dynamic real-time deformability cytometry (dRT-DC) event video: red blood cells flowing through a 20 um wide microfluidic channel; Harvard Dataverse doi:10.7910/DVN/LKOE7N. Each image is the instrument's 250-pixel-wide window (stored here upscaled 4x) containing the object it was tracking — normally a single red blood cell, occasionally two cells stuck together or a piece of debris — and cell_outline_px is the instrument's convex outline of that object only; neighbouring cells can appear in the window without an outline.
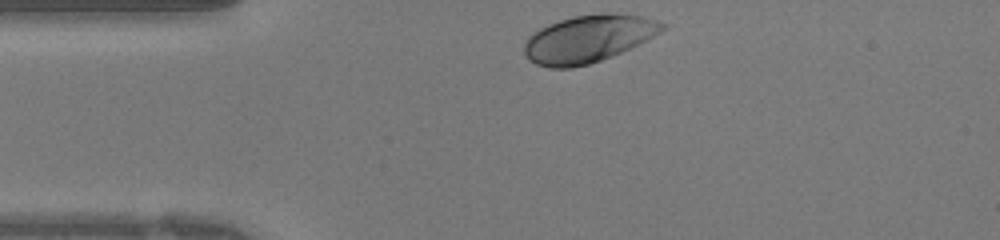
{"species": "human", "species_latin": "Homo sapiens", "temperature_condition": "warm", "stored_images_in_passage": 26, "camera_frame_rate_fps": 3000, "um_per_image_px": 0.085, "donor": {"sex": "female"}, "frame": {"image": 1, "passage_image": 1, "time_ms": 0.0, "image_size_px": [1000, 240], "cell_outline_px": [[668, 28], [612, 56], [588, 64], [572, 68], [548, 68], [536, 64], [528, 60], [524, 52], [524, 44], [528, 36], [540, 28], [548, 24], [572, 16], [600, 12], [608, 12], [640, 16], [656, 20], [668, 24]], "centroid_in_image_um": [49.97, 3.28], "position_along_channel_um": 35.0, "area_um2": 38.09}}
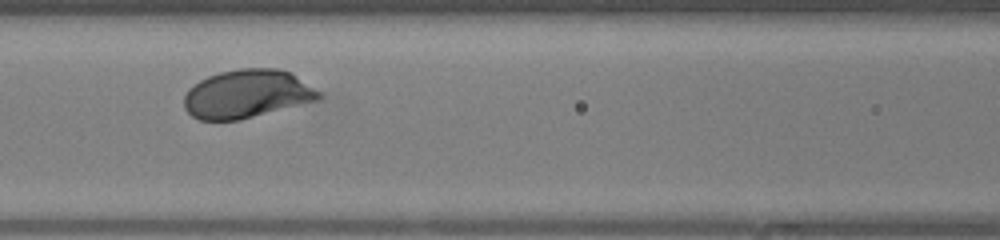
{"frame": {"image": 2, "passage_image": 10, "time_ms": 3.0, "image_size_px": [1000, 240], "cell_outline_px": [[324, 96], [320, 100], [240, 120], [200, 120], [192, 116], [184, 108], [184, 96], [188, 88], [200, 80], [208, 76], [220, 72], [240, 68], [280, 68], [292, 72], [320, 92]], "centroid_in_image_um": [21.02, 7.98], "position_along_channel_um": 145.6, "area_um2": 38.38}}
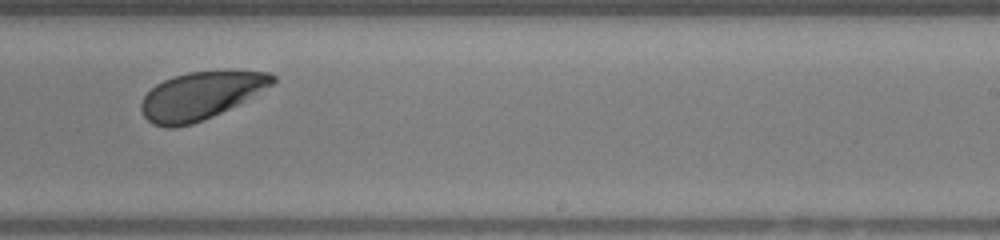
{"frame": {"image": 3, "passage_image": 18, "time_ms": 5.667, "image_size_px": [1000, 240], "cell_outline_px": [[276, 80], [272, 84], [236, 104], [212, 116], [192, 124], [172, 128], [164, 128], [152, 124], [144, 116], [140, 108], [140, 104], [144, 96], [156, 84], [172, 76], [188, 72], [268, 72], [276, 76]], "centroid_in_image_um": [16.97, 8.15], "position_along_channel_um": 272.0, "area_um2": 35.55}}